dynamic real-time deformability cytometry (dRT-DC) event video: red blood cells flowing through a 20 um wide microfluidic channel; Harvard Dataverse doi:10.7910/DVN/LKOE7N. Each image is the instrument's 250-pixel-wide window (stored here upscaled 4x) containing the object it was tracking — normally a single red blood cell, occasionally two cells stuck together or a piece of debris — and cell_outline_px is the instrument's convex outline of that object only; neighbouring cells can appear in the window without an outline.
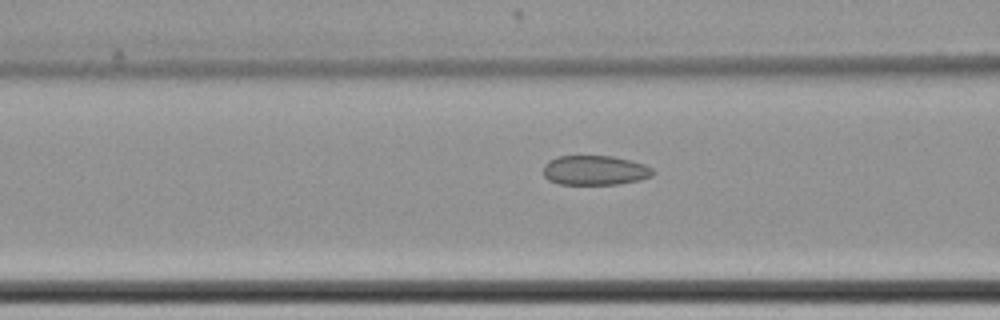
{"species": "common noctule bat (a hibernating species)", "species_latin": "Nyctalus noctula", "temperature_condition": "cold", "stored_images_in_passage": 34, "segment_of_instrument_passage": [1, 2], "camera_frame_rate_fps": 3000, "um_per_image_px": 0.085, "animal": {"sex": "female", "body_mass_g": 22.7, "forearm_length_mm": 54.2}, "frame": {"image": 1, "passage_image": 9, "time_ms": 2.667, "image_size_px": [1000, 320], "cell_outline_px": [[656, 172], [652, 176], [640, 180], [616, 184], [560, 184], [548, 180], [544, 176], [544, 164], [548, 160], [556, 156], [612, 156], [644, 164], [652, 168]], "centroid_in_image_um": [50.56, 14.47], "position_along_channel_um": 116.0, "area_um2": 18.96}}
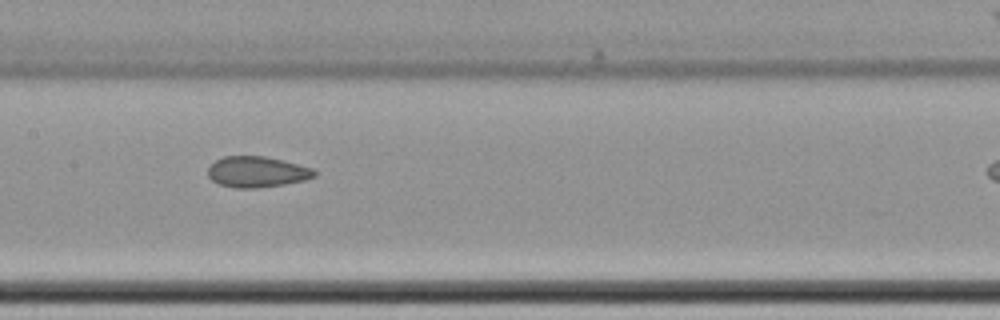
{"frame": {"image": 2, "passage_image": 15, "time_ms": 4.667, "image_size_px": [1000, 320], "cell_outline_px": [[316, 176], [304, 180], [284, 184], [256, 188], [236, 188], [220, 184], [212, 180], [208, 176], [208, 168], [216, 160], [224, 156], [264, 156], [284, 160], [312, 168], [316, 172]], "centroid_in_image_um": [21.85, 14.6], "position_along_channel_um": 185.6, "area_um2": 19.07}}
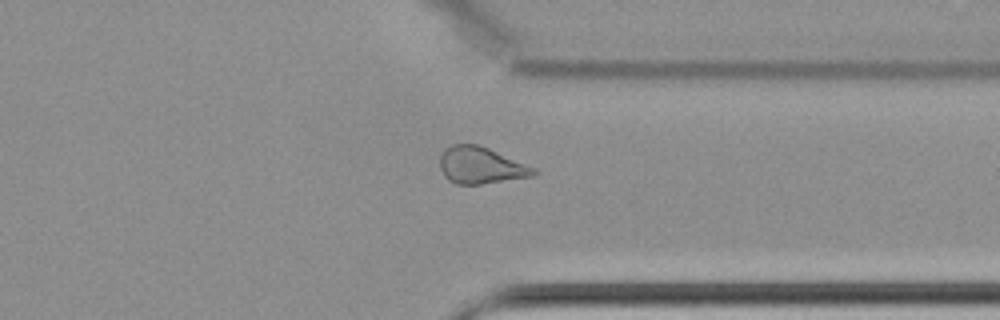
{"frame": {"image": 3, "passage_image": 31, "time_ms": 10.0, "image_size_px": [1000, 320], "cell_outline_px": [[536, 172], [532, 176], [480, 184], [456, 184], [448, 180], [444, 176], [440, 168], [440, 156], [444, 148], [452, 144], [476, 144], [488, 148], [536, 168]], "centroid_in_image_um": [40.82, 14.05], "position_along_channel_um": 370.6, "area_um2": 19.94}}